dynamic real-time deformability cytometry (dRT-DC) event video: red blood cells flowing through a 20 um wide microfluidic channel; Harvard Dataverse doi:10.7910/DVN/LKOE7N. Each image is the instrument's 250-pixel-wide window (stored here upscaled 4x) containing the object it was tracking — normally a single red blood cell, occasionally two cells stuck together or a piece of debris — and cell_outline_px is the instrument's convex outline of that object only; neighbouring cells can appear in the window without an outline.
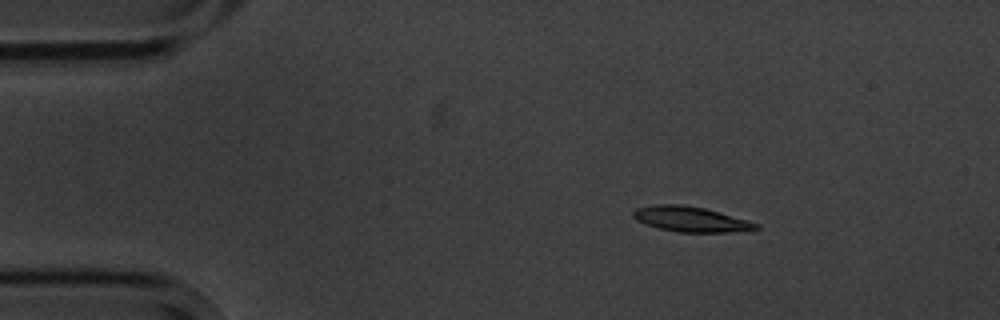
{"species": "common noctule bat (a hibernating species)", "species_latin": "Nyctalus noctula", "temperature_condition": "cold", "stored_images_in_passage": 4, "camera_frame_rate_fps": 3000, "um_per_image_px": 0.085, "animal": {"sex": "male", "body_mass_g": 20.1, "forearm_length_mm": 53.5}, "frame": {"image": 1, "passage_image": 2, "time_ms": 1.333, "image_size_px": [1000, 320], "cell_outline_px": [[760, 228], [728, 232], [676, 232], [660, 228], [636, 220], [632, 216], [632, 212], [636, 208], [656, 204], [680, 204], [704, 208], [760, 224]], "centroid_in_image_um": [58.67, 18.62], "position_along_channel_um": 26.3, "area_um2": 17.74}}